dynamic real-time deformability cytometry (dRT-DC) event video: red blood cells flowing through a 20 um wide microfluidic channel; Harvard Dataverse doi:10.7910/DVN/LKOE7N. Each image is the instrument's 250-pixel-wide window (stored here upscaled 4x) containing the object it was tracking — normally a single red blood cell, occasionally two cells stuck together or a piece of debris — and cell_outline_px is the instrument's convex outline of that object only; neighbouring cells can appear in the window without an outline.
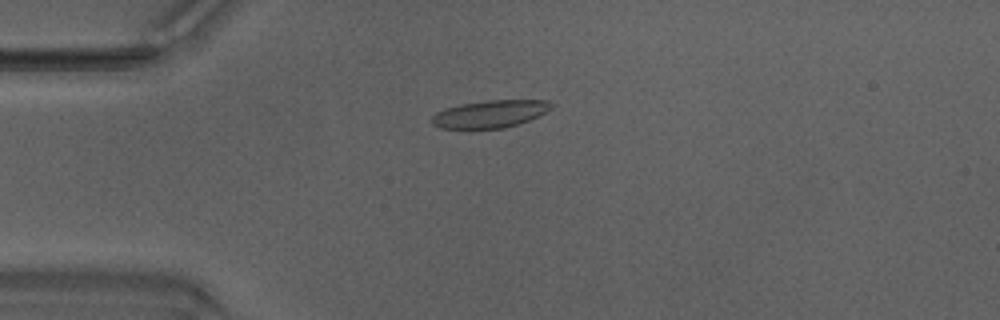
{"species": "Egyptian fruit bat (a non-hibernating species)", "species_latin": "Rousettus aegyptiacus", "temperature_condition": "warm", "stored_images_in_passage": 49, "camera_frame_rate_fps": 3000, "um_per_image_px": 0.085, "animal": {"sex": "male"}, "frame": {"image": 1, "passage_image": 13, "time_ms": 4.0, "image_size_px": [1000, 320], "cell_outline_px": [[556, 104], [552, 108], [528, 120], [504, 128], [468, 132], [440, 128], [432, 124], [432, 116], [436, 112], [460, 104], [488, 100], [548, 100]], "centroid_in_image_um": [41.59, 9.73], "position_along_channel_um": 43.4, "area_um2": 19.83}}
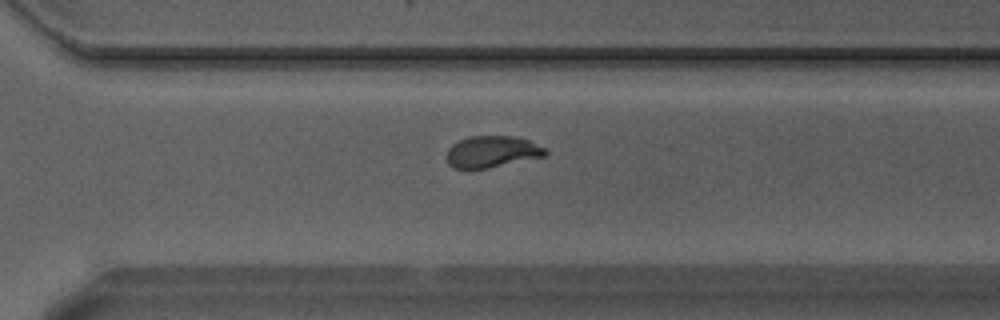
{"frame": {"image": 2, "passage_image": 35, "time_ms": 11.333, "image_size_px": [1000, 320], "cell_outline_px": [[548, 156], [488, 168], [452, 168], [448, 164], [448, 148], [452, 144], [468, 136], [512, 136], [528, 140], [544, 148], [548, 152]], "centroid_in_image_um": [41.84, 12.9], "position_along_channel_um": 328.8, "area_um2": 18.15}}
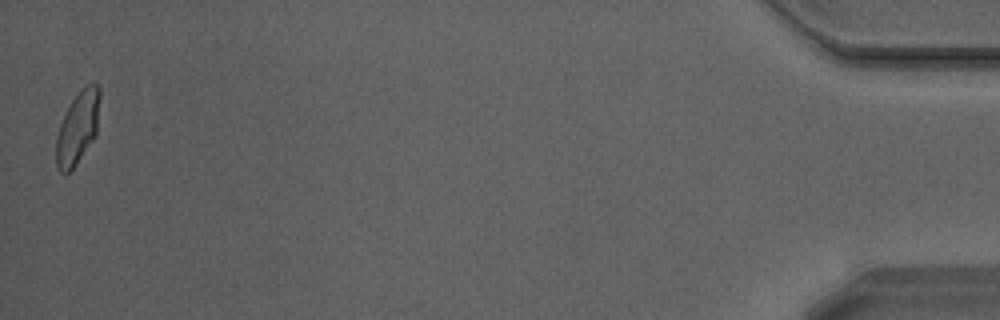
{"frame": {"image": 3, "passage_image": 49, "time_ms": 16.0, "image_size_px": [1000, 320], "cell_outline_px": [[100, 96], [96, 136], [76, 164], [64, 176], [60, 172], [56, 164], [56, 136], [60, 124], [72, 100], [88, 84], [96, 84], [100, 88]], "centroid_in_image_um": [6.6, 10.9], "position_along_channel_um": 428.6, "area_um2": 18.21}, "authors_computed_cell_mechanics": {"area_um2": 19.363, "velocity_mm_per_s": 4.2179, "shape_relaxation_time_tau1_ms": 4.5498, "shape_relaxation_time_tau2_ms": null, "deformation_change_tau1": 0.1495, "deformation_change_tau2": null}}